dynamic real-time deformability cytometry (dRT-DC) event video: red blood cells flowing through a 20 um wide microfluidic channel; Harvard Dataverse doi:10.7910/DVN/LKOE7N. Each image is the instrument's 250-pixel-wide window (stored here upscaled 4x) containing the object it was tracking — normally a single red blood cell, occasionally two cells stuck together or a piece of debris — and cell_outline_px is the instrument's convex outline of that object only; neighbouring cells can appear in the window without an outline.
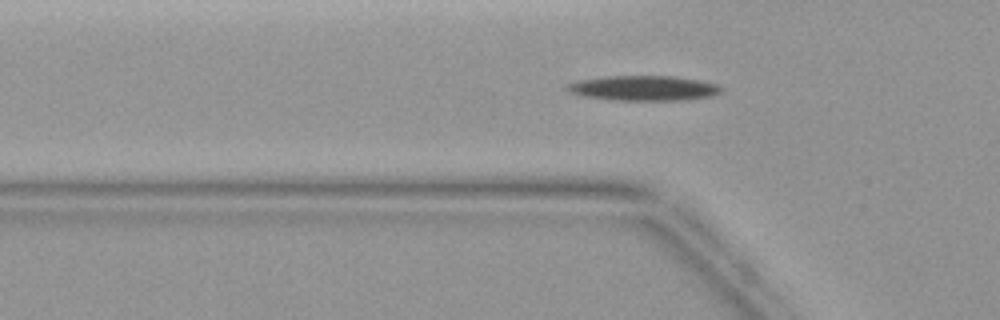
{"species": "common noctule bat (a hibernating species)", "species_latin": "Nyctalus noctula", "temperature_condition": "warm", "stored_images_in_passage": 33, "camera_frame_rate_fps": 3000, "um_per_image_px": 0.085, "animal": {"sex": "female", "body_mass_g": 19.9}, "frame": {"image": 1, "passage_image": 2, "time_ms": 0.333, "image_size_px": [1000, 320], "cell_outline_px": [[724, 88], [720, 92], [712, 96], [680, 100], [612, 100], [584, 96], [572, 92], [564, 88], [568, 84], [580, 80], [608, 76], [672, 76], [696, 80], [716, 84]], "centroid_in_image_um": [54.71, 7.49], "position_along_channel_um": 71.1, "area_um2": 22.14}}
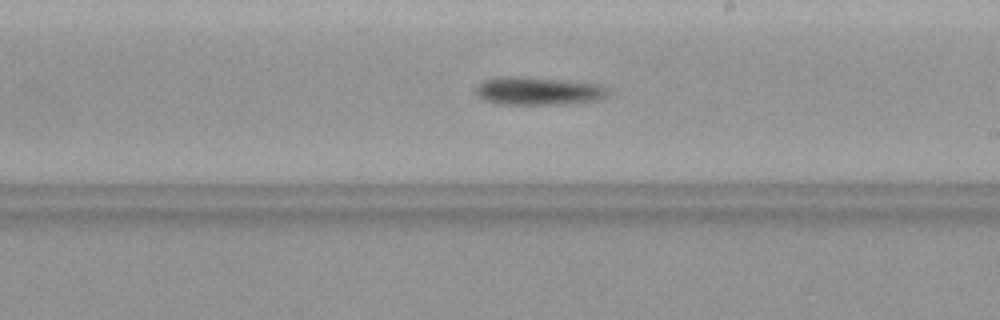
{"frame": {"image": 2, "passage_image": 14, "time_ms": 4.333, "image_size_px": [1000, 320], "cell_outline_px": [[608, 96], [600, 100], [560, 104], [500, 104], [484, 100], [476, 92], [476, 88], [484, 80], [508, 76], [520, 76], [600, 84], [608, 88]], "centroid_in_image_um": [45.8, 7.74], "position_along_channel_um": 243.2, "area_um2": 21.39}}
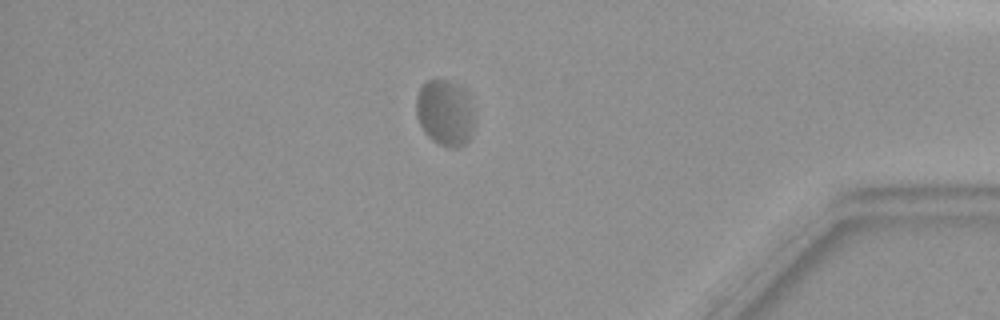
{"frame": {"image": 3, "passage_image": 27, "time_ms": 8.667, "image_size_px": [1000, 320], "cell_outline_px": [[472, 132], [468, 140], [460, 148], [448, 148], [432, 140], [424, 132], [416, 116], [416, 96], [420, 88], [428, 80], [448, 80], [460, 84], [472, 112]], "centroid_in_image_um": [37.78, 9.61], "position_along_channel_um": 397.4, "area_um2": 22.08}}